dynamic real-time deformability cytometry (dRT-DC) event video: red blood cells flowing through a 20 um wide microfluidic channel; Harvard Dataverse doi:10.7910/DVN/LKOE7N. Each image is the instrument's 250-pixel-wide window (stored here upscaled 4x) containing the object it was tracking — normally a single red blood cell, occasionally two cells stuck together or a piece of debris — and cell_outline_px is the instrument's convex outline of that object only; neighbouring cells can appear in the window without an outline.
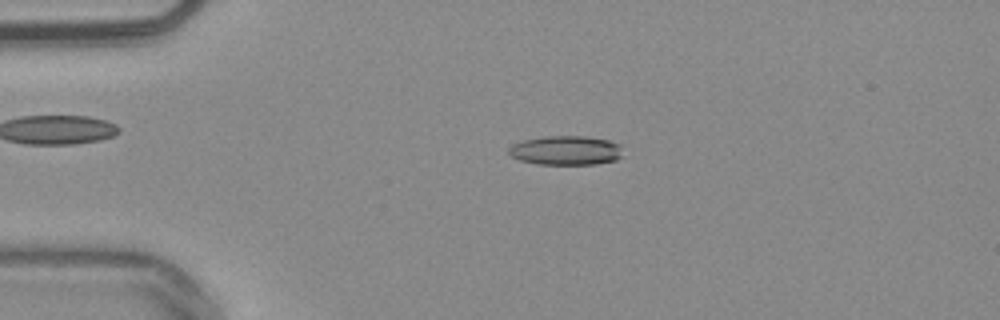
{"species": "common noctule bat (a hibernating species)", "species_latin": "Nyctalus noctula", "temperature_condition": "warm", "stored_images_in_passage": 53, "camera_frame_rate_fps": 3000, "um_per_image_px": 0.085, "animal": {"sex": "male", "body_mass_g": 20.4}, "frame": {"image": 1, "passage_image": 12, "time_ms": 3.667, "image_size_px": [1000, 320], "cell_outline_px": [[620, 156], [616, 160], [596, 164], [536, 164], [520, 160], [512, 156], [508, 152], [508, 148], [512, 144], [520, 140], [544, 136], [584, 136], [608, 140], [620, 144]], "centroid_in_image_um": [48.05, 12.78], "position_along_channel_um": 37.0, "area_um2": 19.48}}
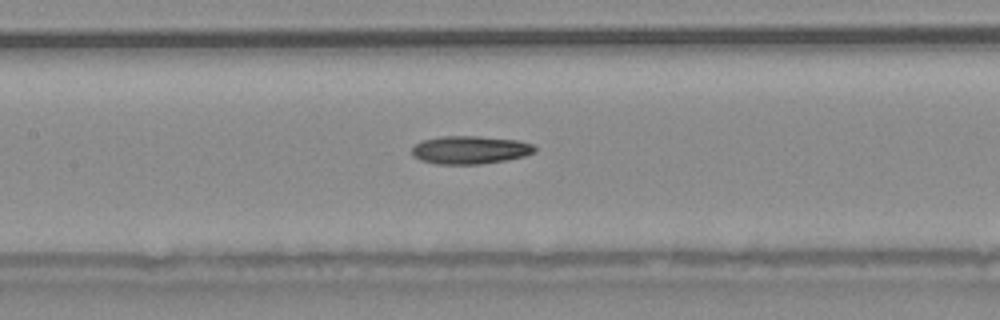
{"frame": {"image": 2, "passage_image": 25, "time_ms": 8.0, "image_size_px": [1000, 320], "cell_outline_px": [[536, 152], [524, 156], [508, 160], [480, 164], [436, 164], [420, 160], [412, 156], [412, 148], [420, 140], [440, 136], [480, 136], [520, 140], [532, 144], [536, 148]], "centroid_in_image_um": [39.96, 12.74], "position_along_channel_um": 167.4, "area_um2": 20.4}}
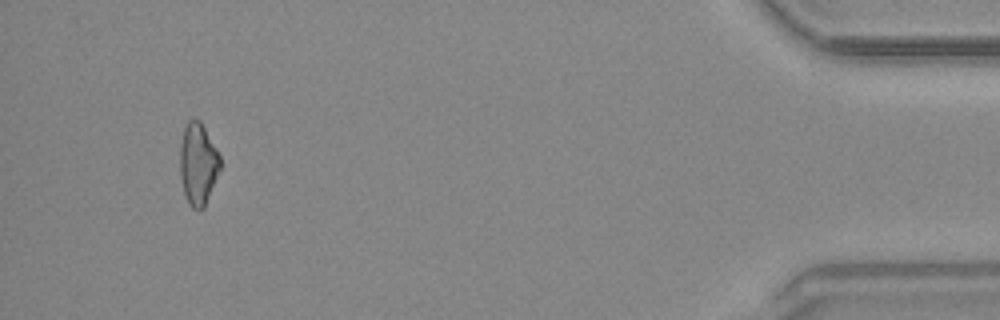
{"frame": {"image": 3, "passage_image": 50, "time_ms": 16.333, "image_size_px": [1000, 320], "cell_outline_px": [[220, 168], [204, 208], [200, 212], [192, 208], [188, 204], [184, 196], [180, 176], [180, 144], [184, 128], [188, 120], [200, 120], [216, 148], [220, 156]], "centroid_in_image_um": [16.81, 13.97], "position_along_channel_um": 418.4, "area_um2": 19.25}}